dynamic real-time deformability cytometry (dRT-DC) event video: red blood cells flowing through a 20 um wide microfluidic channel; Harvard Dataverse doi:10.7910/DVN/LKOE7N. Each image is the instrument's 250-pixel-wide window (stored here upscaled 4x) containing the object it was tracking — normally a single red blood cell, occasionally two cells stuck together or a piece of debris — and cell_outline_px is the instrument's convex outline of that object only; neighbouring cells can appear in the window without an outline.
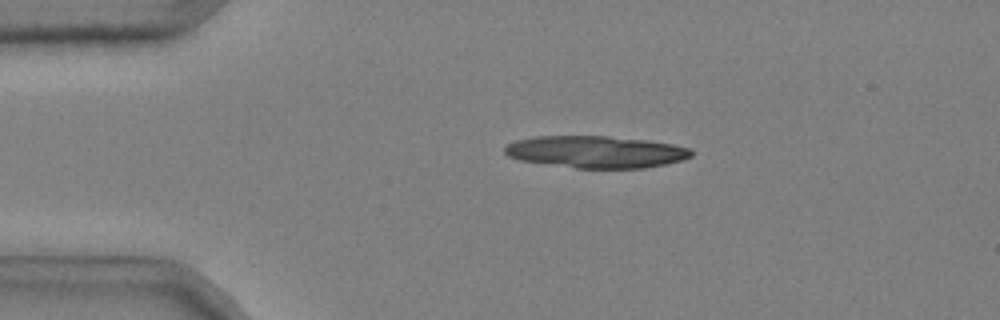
{"species": "common noctule bat (a hibernating species)", "species_latin": "Nyctalus noctula", "temperature_condition": "cold", "stored_images_in_passage": 32, "camera_frame_rate_fps": 3000, "um_per_image_px": 0.085, "animal": {"sex": "male", "body_mass_g": 20.4}, "frame": {"image": 1, "passage_image": 10, "time_ms": 3.0, "image_size_px": [1000, 320], "cell_outline_px": [[692, 156], [680, 160], [664, 164], [644, 168], [576, 168], [520, 160], [508, 156], [504, 152], [504, 148], [508, 144], [516, 140], [536, 136], [608, 136], [644, 140], [672, 144], [692, 148]], "centroid_in_image_um": [50.64, 12.9], "position_along_channel_um": 34.4, "area_um2": 34.62}}
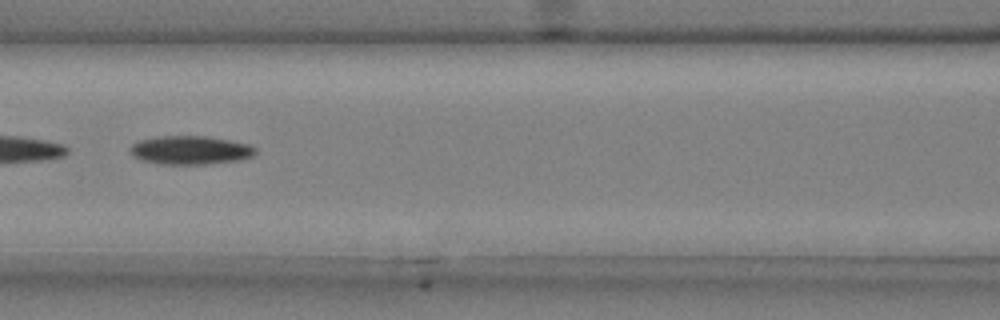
{"frame": {"image": 2, "passage_image": 23, "time_ms": 7.333, "image_size_px": [1000, 320], "cell_outline_px": [[256, 152], [252, 156], [236, 160], [204, 164], [160, 164], [140, 160], [132, 156], [128, 152], [128, 148], [132, 144], [140, 140], [156, 136], [208, 136], [248, 144], [256, 148]], "centroid_in_image_um": [16.1, 12.76], "position_along_channel_um": 150.5, "area_um2": 20.92}}